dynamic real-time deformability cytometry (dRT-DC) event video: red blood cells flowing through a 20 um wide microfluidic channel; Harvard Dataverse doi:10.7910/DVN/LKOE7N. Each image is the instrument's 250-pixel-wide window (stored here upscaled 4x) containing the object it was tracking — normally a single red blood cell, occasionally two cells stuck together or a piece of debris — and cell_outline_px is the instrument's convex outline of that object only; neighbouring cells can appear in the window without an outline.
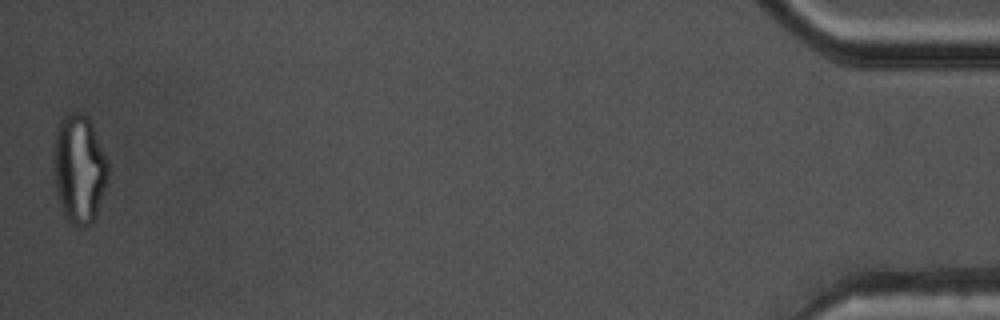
{"species": "common noctule bat (a hibernating species)", "species_latin": "Nyctalus noctula", "temperature_condition": "warm", "stored_images_in_passage": 53, "camera_frame_rate_fps": 3000, "um_per_image_px": 0.085, "animal": {"sex": "male", "body_mass_g": 17.5, "forearm_length_mm": 52.3}, "frame": {"image": 1, "passage_image": 53, "time_ms": 17.333, "image_size_px": [1000, 320], "cell_outline_px": [[108, 176], [96, 216], [92, 224], [84, 228], [80, 228], [72, 224], [64, 216], [60, 204], [56, 188], [52, 164], [52, 144], [56, 128], [60, 120], [64, 116], [72, 112], [84, 112], [88, 116], [92, 124], [108, 160]], "centroid_in_image_um": [6.7, 14.33], "position_along_channel_um": 428.5, "area_um2": 35.2}, "authors_computed_cell_mechanics": {"area_um2": 27.6284, "velocity_mm_per_s": 3.7934, "shape_relaxation_time_tau1_ms": null, "shape_relaxation_time_tau2_ms": 1.4701, "deformation_change_tau1": null, "deformation_change_tau2": 0.1043}}